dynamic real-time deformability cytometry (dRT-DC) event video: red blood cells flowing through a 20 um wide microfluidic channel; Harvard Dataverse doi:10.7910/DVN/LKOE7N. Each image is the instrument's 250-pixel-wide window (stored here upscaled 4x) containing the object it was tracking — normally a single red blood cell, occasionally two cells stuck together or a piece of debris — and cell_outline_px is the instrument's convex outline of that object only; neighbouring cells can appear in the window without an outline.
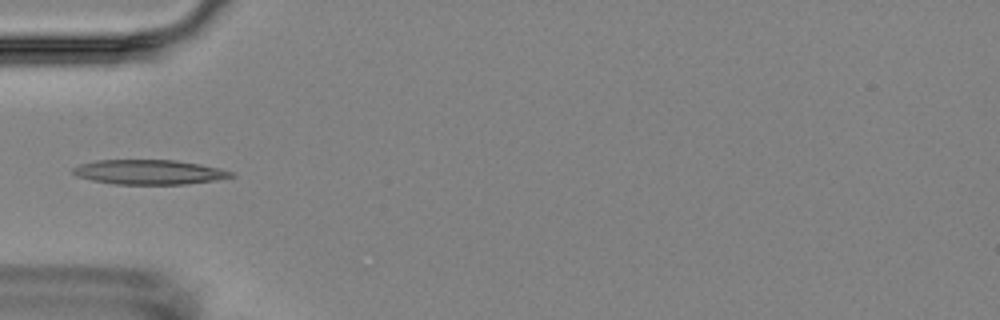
{"species": "Egyptian fruit bat (a non-hibernating species)", "species_latin": "Rousettus aegyptiacus", "temperature_condition": "room temperature", "stored_images_in_passage": 9, "camera_frame_rate_fps": 3000, "um_per_image_px": 0.085, "animal": {"sex": "female"}, "frame": {"image": 1, "passage_image": 4, "time_ms": 3.667, "image_size_px": [1000, 320], "cell_outline_px": [[236, 176], [216, 180], [184, 184], [112, 184], [92, 180], [76, 176], [72, 172], [72, 168], [80, 164], [96, 160], [176, 160], [200, 164], [232, 172]], "centroid_in_image_um": [12.64, 14.63], "position_along_channel_um": 72.4, "area_um2": 22.66}}
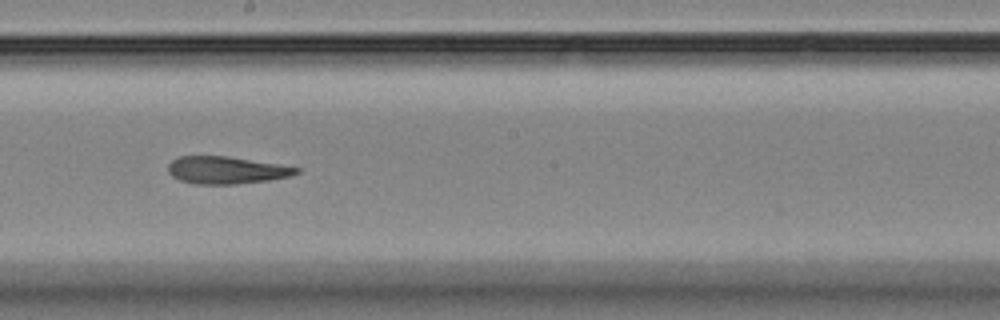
{"frame": {"image": 2, "passage_image": 8, "time_ms": 8.0, "image_size_px": [1000, 320], "cell_outline_px": [[300, 172], [288, 176], [268, 180], [236, 184], [196, 184], [180, 180], [172, 176], [168, 172], [168, 164], [172, 160], [180, 156], [228, 156], [300, 168]], "centroid_in_image_um": [19.2, 14.46], "position_along_channel_um": 229.0, "area_um2": 20.23}}
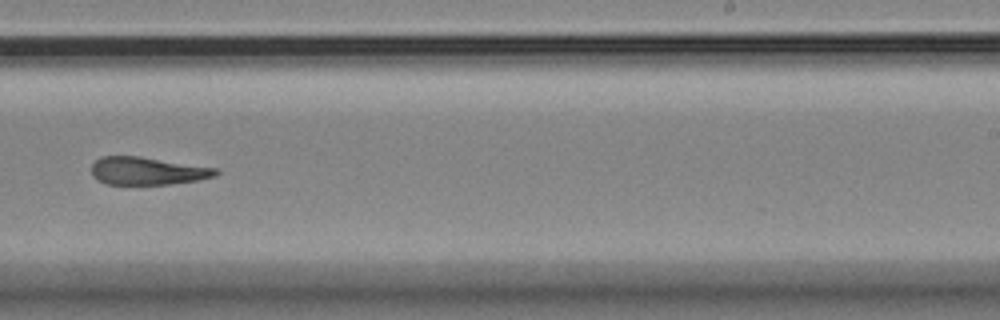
{"frame": {"image": 3, "passage_image": 9, "time_ms": 9.333, "image_size_px": [1000, 320], "cell_outline_px": [[220, 172], [216, 176], [200, 180], [168, 184], [104, 184], [96, 180], [92, 176], [92, 164], [100, 156], [140, 156], [220, 168]], "centroid_in_image_um": [12.56, 14.52], "position_along_channel_um": 276.4, "area_um2": 20.46}}